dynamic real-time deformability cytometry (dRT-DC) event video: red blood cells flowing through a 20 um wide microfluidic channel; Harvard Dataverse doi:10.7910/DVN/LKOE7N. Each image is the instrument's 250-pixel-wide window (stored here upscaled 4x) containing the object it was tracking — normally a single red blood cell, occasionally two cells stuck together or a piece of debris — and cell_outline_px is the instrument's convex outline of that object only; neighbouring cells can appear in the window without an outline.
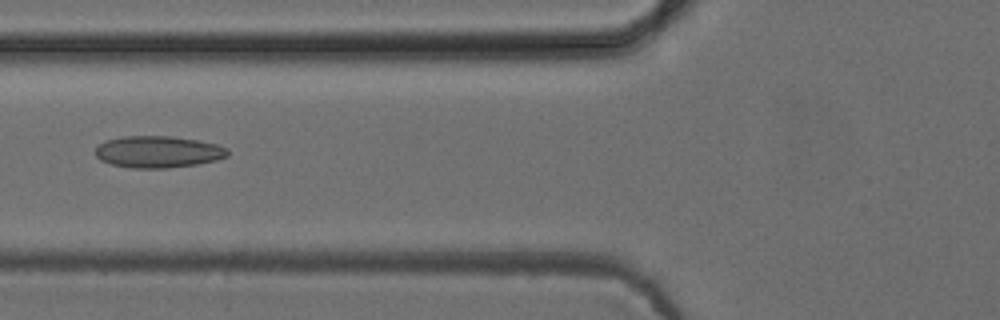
{"species": "common noctule bat (a hibernating species)", "species_latin": "Nyctalus noctula", "temperature_condition": "cold", "stored_images_in_passage": 51, "camera_frame_rate_fps": 3000, "um_per_image_px": 0.085, "animal": {"sex": "female", "body_mass_g": 24.6, "forearm_length_mm": 56.2}, "frame": {"image": 1, "passage_image": 20, "time_ms": 6.333, "image_size_px": [1000, 320], "cell_outline_px": [[228, 156], [216, 160], [196, 164], [168, 168], [128, 168], [112, 164], [100, 160], [96, 156], [96, 148], [100, 144], [108, 140], [124, 136], [172, 136], [196, 140], [216, 144], [228, 148]], "centroid_in_image_um": [13.44, 12.91], "position_along_channel_um": 112.4, "area_um2": 24.39}}
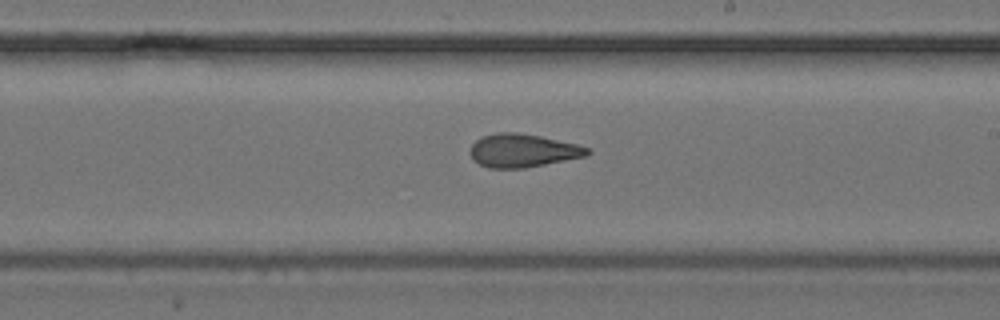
{"frame": {"image": 2, "passage_image": 30, "time_ms": 9.667, "image_size_px": [1000, 320], "cell_outline_px": [[592, 152], [588, 156], [524, 168], [488, 168], [472, 160], [468, 152], [472, 144], [476, 140], [484, 136], [496, 132], [516, 132], [540, 136], [576, 144], [588, 148]], "centroid_in_image_um": [44.41, 12.8], "position_along_channel_um": 244.6, "area_um2": 22.83}}
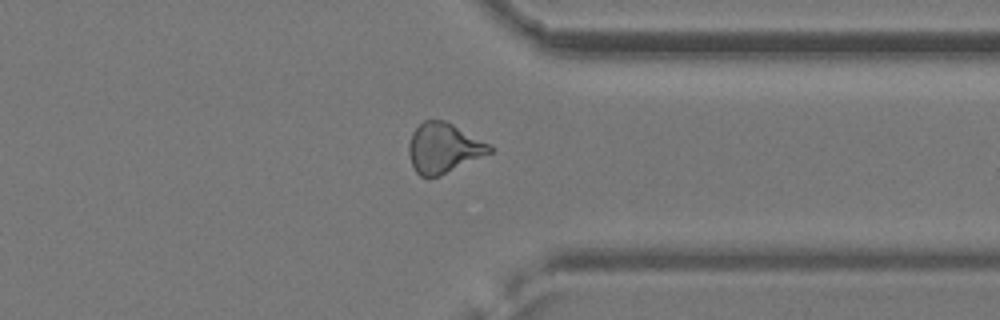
{"frame": {"image": 3, "passage_image": 40, "time_ms": 13.0, "image_size_px": [1000, 320], "cell_outline_px": [[492, 152], [440, 176], [420, 176], [416, 172], [412, 164], [408, 152], [408, 144], [412, 132], [424, 120], [444, 120], [492, 144]], "centroid_in_image_um": [37.71, 12.57], "position_along_channel_um": 373.7, "area_um2": 23.47}, "authors_computed_cell_mechanics": {"area_um2": 23.4668, "velocity_mm_per_s": 3.9578, "shape_relaxation_time_tau1_ms": null, "shape_relaxation_time_tau2_ms": 2.1422, "deformation_change_tau1": null, "deformation_change_tau2": 0.0992}}